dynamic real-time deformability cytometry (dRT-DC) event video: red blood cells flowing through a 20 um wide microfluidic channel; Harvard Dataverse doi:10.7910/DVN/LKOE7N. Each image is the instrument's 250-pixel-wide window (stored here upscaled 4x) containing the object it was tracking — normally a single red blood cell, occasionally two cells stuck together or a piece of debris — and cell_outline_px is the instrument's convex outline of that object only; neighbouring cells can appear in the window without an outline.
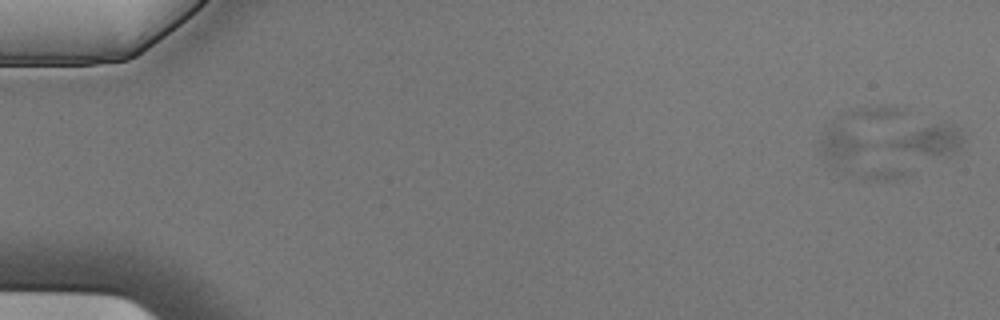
{"species": "Egyptian fruit bat (a non-hibernating species)", "species_latin": "Rousettus aegyptiacus", "temperature_condition": "cold", "stored_images_in_passage": 6, "camera_frame_rate_fps": 3000, "um_per_image_px": 0.085, "animal": {"sex": "male"}, "frame": {"image": 1, "passage_image": 1, "time_ms": 0.0, "image_size_px": [1000, 320], "cell_outline_px": [[964, 140], [960, 148], [956, 152], [948, 156], [896, 148], [888, 144], [892, 140], [920, 128], [932, 124], [956, 124], [960, 128]], "centroid_in_image_um": [79.22, 11.88], "position_along_channel_um": 5.8, "area_um2": 11.79}}